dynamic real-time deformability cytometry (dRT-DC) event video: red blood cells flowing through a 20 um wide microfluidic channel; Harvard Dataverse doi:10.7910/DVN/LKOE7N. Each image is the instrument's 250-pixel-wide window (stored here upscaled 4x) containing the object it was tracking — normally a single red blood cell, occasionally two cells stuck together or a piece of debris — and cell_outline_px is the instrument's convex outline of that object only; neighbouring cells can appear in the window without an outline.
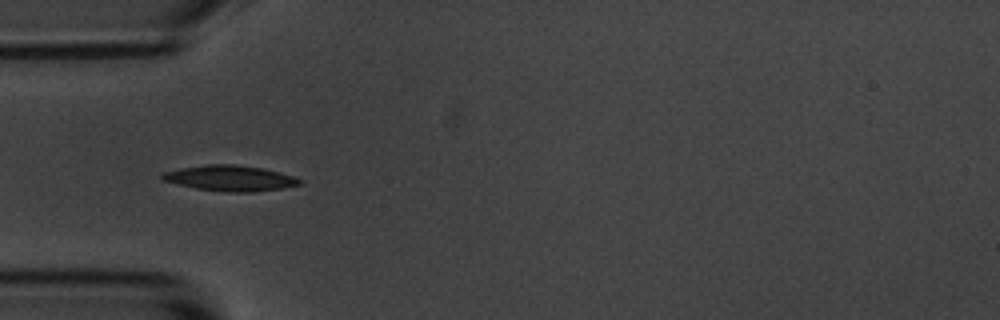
{"species": "common noctule bat (a hibernating species)", "species_latin": "Nyctalus noctula", "temperature_condition": "room temperature", "stored_images_in_passage": 8, "camera_frame_rate_fps": 3000, "um_per_image_px": 0.085, "animal": {"sex": "male", "body_mass_g": 20.1, "forearm_length_mm": 53.5}, "frame": {"image": 1, "passage_image": 5, "time_ms": 4.667, "image_size_px": [1000, 320], "cell_outline_px": [[300, 184], [280, 188], [252, 192], [228, 192], [196, 188], [164, 180], [160, 176], [164, 172], [180, 168], [208, 164], [236, 164], [260, 168], [280, 172], [292, 176], [300, 180]], "centroid_in_image_um": [19.54, 15.14], "position_along_channel_um": 65.5, "area_um2": 20.06}}
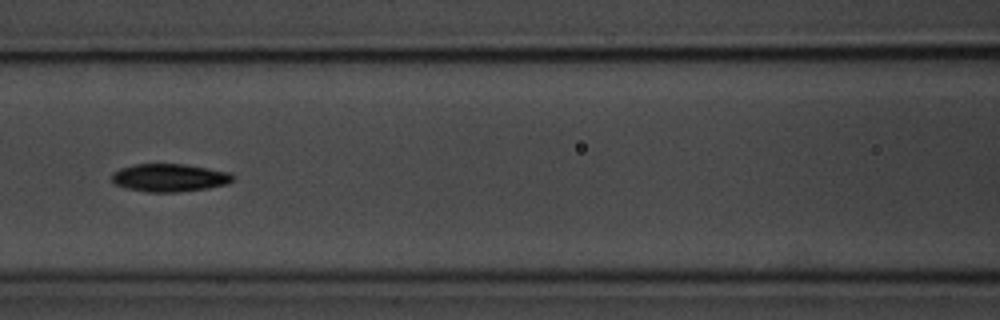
{"frame": {"image": 2, "passage_image": 7, "time_ms": 7.0, "image_size_px": [1000, 320], "cell_outline_px": [[232, 180], [228, 184], [208, 188], [176, 192], [148, 192], [124, 188], [116, 184], [112, 180], [112, 172], [120, 168], [136, 164], [184, 164], [228, 172], [232, 176]], "centroid_in_image_um": [14.36, 15.11], "position_along_channel_um": 152.2, "area_um2": 19.54}}
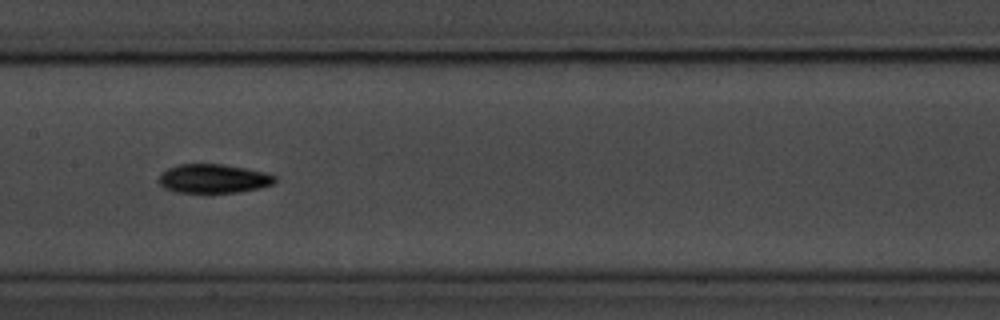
{"frame": {"image": 3, "passage_image": 8, "time_ms": 8.0, "image_size_px": [1000, 320], "cell_outline_px": [[276, 180], [272, 184], [260, 188], [240, 192], [176, 192], [164, 188], [156, 180], [168, 168], [180, 164], [224, 164], [264, 172], [276, 176]], "centroid_in_image_um": [18.14, 15.18], "position_along_channel_um": 189.3, "area_um2": 19.48}}